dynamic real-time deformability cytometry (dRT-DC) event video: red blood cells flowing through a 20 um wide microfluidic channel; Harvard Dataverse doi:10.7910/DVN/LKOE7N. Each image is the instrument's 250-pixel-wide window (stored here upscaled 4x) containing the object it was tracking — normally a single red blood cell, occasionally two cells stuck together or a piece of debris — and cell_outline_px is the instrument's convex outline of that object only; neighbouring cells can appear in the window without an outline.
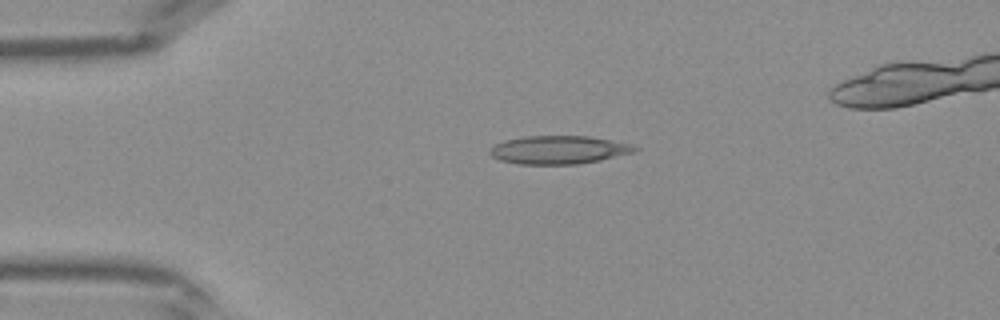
{"species": "Egyptian fruit bat (a non-hibernating species)", "species_latin": "Rousettus aegyptiacus", "temperature_condition": "warm", "stored_images_in_passage": 39, "camera_frame_rate_fps": 3000, "um_per_image_px": 0.085, "frame": {"image": 1, "passage_image": 8, "time_ms": 2.333, "image_size_px": [1000, 320], "cell_outline_px": [[640, 148], [632, 152], [600, 160], [576, 164], [516, 164], [500, 160], [492, 156], [488, 152], [496, 144], [504, 140], [524, 136], [588, 136], [612, 140], [632, 144]], "centroid_in_image_um": [47.48, 12.73], "position_along_channel_um": 37.5, "area_um2": 23.76}}
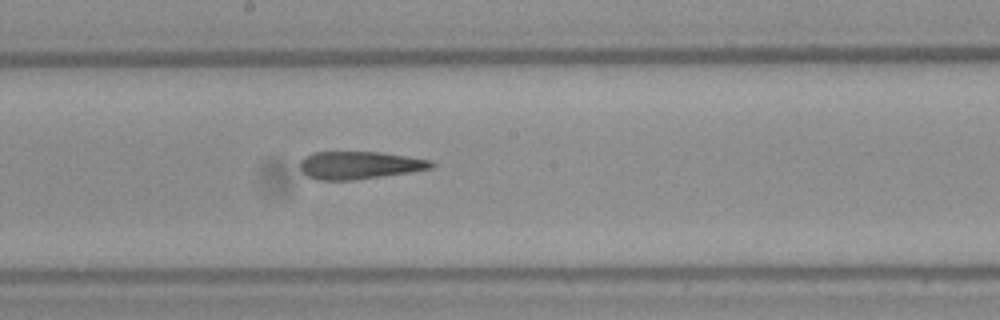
{"frame": {"image": 2, "passage_image": 21, "time_ms": 6.667, "image_size_px": [1000, 320], "cell_outline_px": [[436, 164], [432, 168], [384, 176], [352, 180], [316, 180], [308, 176], [300, 168], [300, 160], [304, 156], [312, 152], [380, 152], [408, 156], [432, 160]], "centroid_in_image_um": [30.55, 14.03], "position_along_channel_um": 217.7, "area_um2": 21.27}}
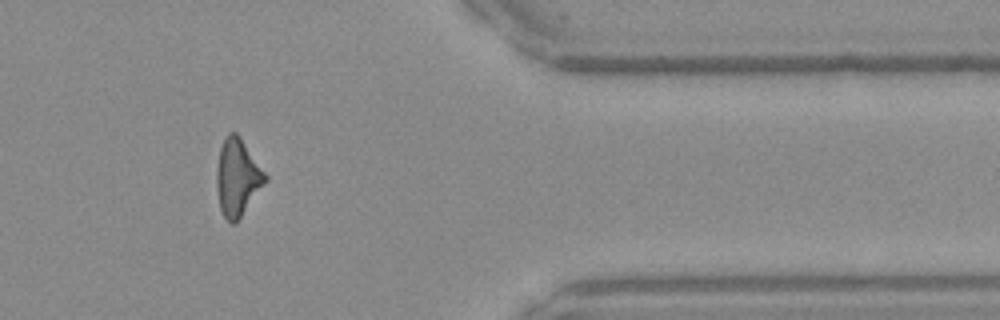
{"frame": {"image": 3, "passage_image": 33, "time_ms": 10.667, "image_size_px": [1000, 320], "cell_outline_px": [[268, 180], [236, 224], [232, 224], [224, 216], [220, 208], [216, 188], [216, 172], [220, 148], [228, 132], [236, 132], [240, 136], [268, 176]], "centroid_in_image_um": [20.19, 15.09], "position_along_channel_um": 391.2, "area_um2": 21.96}}